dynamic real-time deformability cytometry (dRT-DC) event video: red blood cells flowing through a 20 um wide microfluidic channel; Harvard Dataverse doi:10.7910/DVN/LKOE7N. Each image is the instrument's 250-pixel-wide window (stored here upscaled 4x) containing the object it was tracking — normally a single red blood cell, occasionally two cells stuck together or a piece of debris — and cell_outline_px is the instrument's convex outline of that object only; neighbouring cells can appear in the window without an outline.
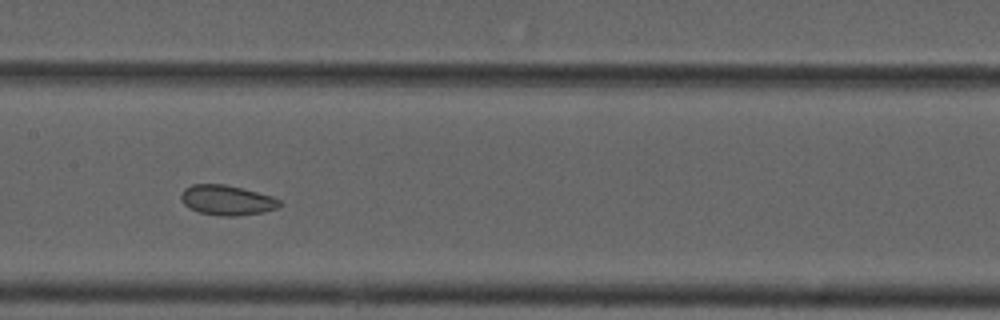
{"species": "common noctule bat (a hibernating species)", "species_latin": "Nyctalus noctula", "temperature_condition": "cold", "stored_images_in_passage": 10, "camera_frame_rate_fps": 3000, "um_per_image_px": 0.085, "animal": {"sex": "male", "forearm_length_mm": 52.5}, "frame": {"image": 1, "passage_image": 4, "time_ms": 3.333, "image_size_px": [1000, 320], "cell_outline_px": [[284, 204], [276, 208], [264, 212], [236, 216], [220, 216], [200, 212], [188, 208], [184, 204], [180, 196], [184, 188], [192, 184], [224, 184], [272, 196], [280, 200]], "centroid_in_image_um": [19.29, 17.02], "position_along_channel_um": 188.1, "area_um2": 17.22}}
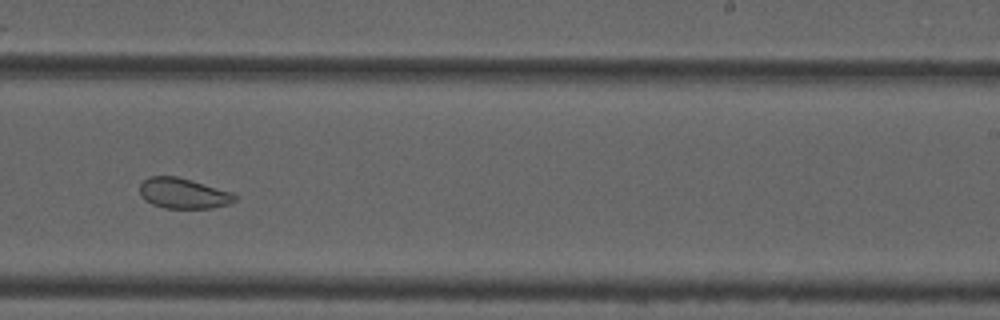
{"frame": {"image": 2, "passage_image": 6, "time_ms": 5.667, "image_size_px": [1000, 320], "cell_outline_px": [[236, 200], [228, 204], [212, 208], [164, 208], [152, 204], [144, 200], [140, 192], [140, 184], [148, 176], [176, 176], [232, 192], [236, 196]], "centroid_in_image_um": [15.56, 16.44], "position_along_channel_um": 273.4, "area_um2": 16.76}}
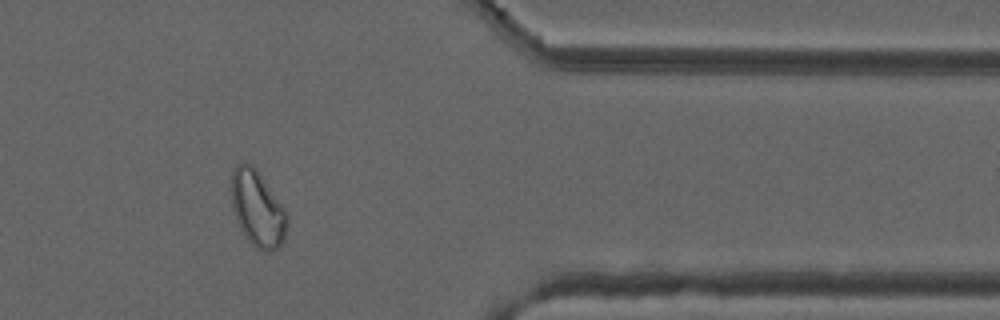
{"frame": {"image": 3, "passage_image": 9, "time_ms": 9.333, "image_size_px": [1000, 320], "cell_outline_px": [[288, 220], [284, 240], [276, 248], [268, 252], [264, 252], [256, 248], [244, 236], [236, 220], [232, 208], [232, 172], [236, 164], [252, 164], [256, 168], [284, 208], [288, 216]], "centroid_in_image_um": [21.89, 17.76], "position_along_channel_um": 389.5, "area_um2": 24.51}, "authors_computed_cell_mechanics": {"area_um2": 17.6001, "velocity_mm_per_s": 3.6814, "shape_relaxation_time_tau1_ms": 8.1858, "shape_relaxation_time_tau2_ms": 5.2226, "deformation_change_tau1": 0.0814, "deformation_change_tau2": 0.0642}}